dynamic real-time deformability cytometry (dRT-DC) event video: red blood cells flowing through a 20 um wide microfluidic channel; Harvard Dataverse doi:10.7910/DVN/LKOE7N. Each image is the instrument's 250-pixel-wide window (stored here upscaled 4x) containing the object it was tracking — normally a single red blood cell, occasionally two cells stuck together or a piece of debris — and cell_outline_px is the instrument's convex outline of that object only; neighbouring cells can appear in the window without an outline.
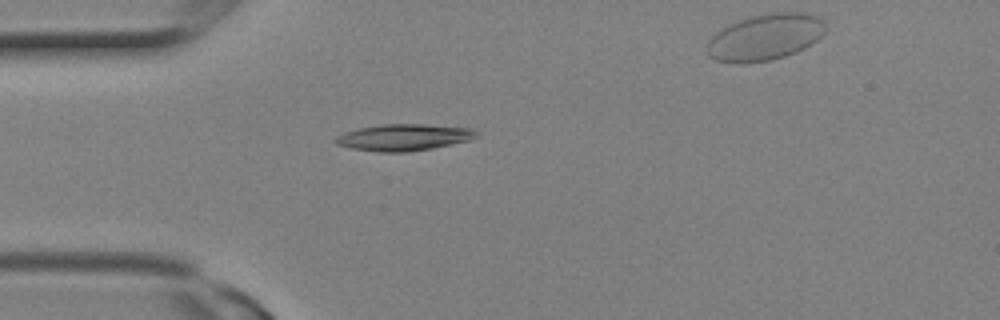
{"species": "Egyptian fruit bat (a non-hibernating species)", "species_latin": "Rousettus aegyptiacus", "temperature_condition": "room temperature", "stored_images_in_passage": 20, "camera_frame_rate_fps": 3000, "um_per_image_px": 0.085, "animal": {"sex": "female"}, "frame": {"image": 1, "passage_image": 1, "time_ms": 0.0, "image_size_px": [1000, 320], "cell_outline_px": [[480, 136], [472, 140], [432, 148], [404, 152], [380, 152], [352, 148], [336, 144], [332, 140], [336, 136], [344, 132], [360, 128], [380, 124], [424, 124], [472, 128]], "centroid_in_image_um": [34.33, 11.67], "position_along_channel_um": 50.7, "area_um2": 21.91}}
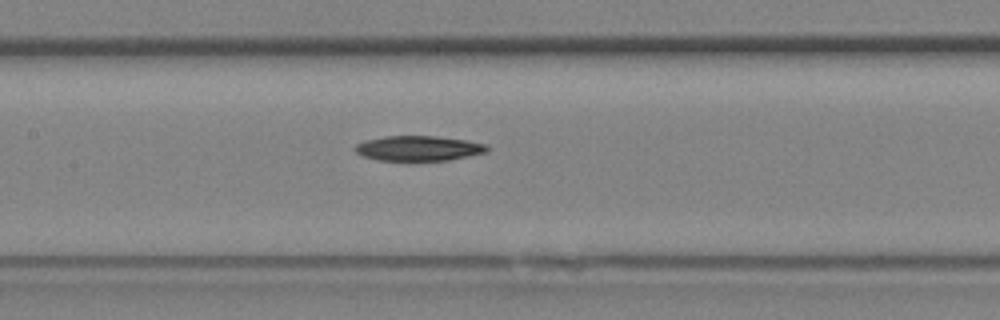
{"frame": {"image": 2, "passage_image": 6, "time_ms": 1.667, "image_size_px": [1000, 320], "cell_outline_px": [[488, 152], [448, 160], [408, 164], [380, 160], [364, 156], [356, 152], [352, 148], [356, 144], [364, 140], [384, 136], [436, 136], [468, 140], [488, 144]], "centroid_in_image_um": [35.56, 12.65], "position_along_channel_um": 171.8, "area_um2": 20.29}}
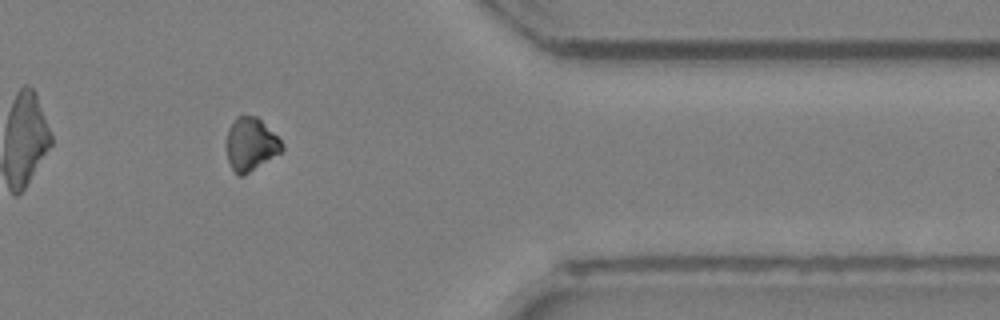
{"frame": {"image": 3, "passage_image": 15, "time_ms": 4.667, "image_size_px": [1000, 320], "cell_outline_px": [[284, 152], [244, 176], [240, 176], [232, 168], [228, 160], [228, 128], [236, 116], [256, 116], [280, 140], [284, 148]], "centroid_in_image_um": [21.35, 12.29], "position_along_channel_um": 390.1, "area_um2": 16.99}}